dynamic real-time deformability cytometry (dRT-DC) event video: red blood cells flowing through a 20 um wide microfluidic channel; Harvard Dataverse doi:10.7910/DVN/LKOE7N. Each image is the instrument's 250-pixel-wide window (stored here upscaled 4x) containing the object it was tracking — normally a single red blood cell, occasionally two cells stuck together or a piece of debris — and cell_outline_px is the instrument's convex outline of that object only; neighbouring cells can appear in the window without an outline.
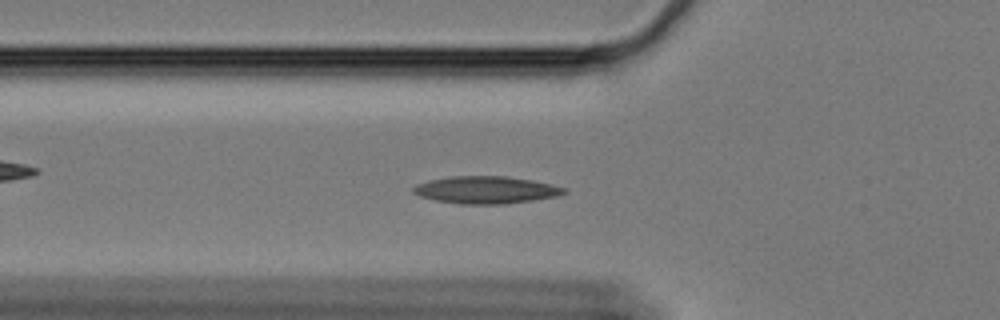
{"species": "Egyptian fruit bat (a non-hibernating species)", "species_latin": "Rousettus aegyptiacus", "temperature_condition": "cold", "stored_images_in_passage": 53, "camera_frame_rate_fps": 3000, "um_per_image_px": 0.085, "animal": {"sex": "female"}, "frame": {"image": 1, "passage_image": 20, "time_ms": 6.333, "image_size_px": [1000, 320], "cell_outline_px": [[568, 192], [560, 196], [504, 204], [460, 204], [436, 200], [420, 196], [412, 192], [412, 188], [416, 184], [428, 180], [448, 176], [504, 176], [532, 180], [552, 184], [564, 188]], "centroid_in_image_um": [41.3, 16.14], "position_along_channel_um": 84.5, "area_um2": 24.1}}
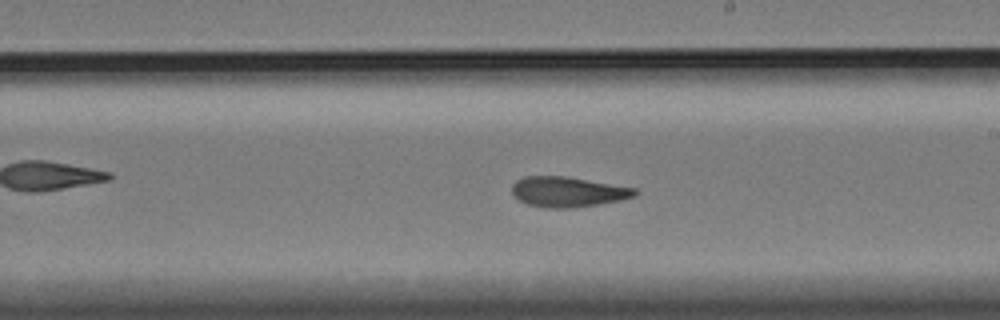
{"frame": {"image": 2, "passage_image": 34, "time_ms": 11.0, "image_size_px": [1000, 320], "cell_outline_px": [[640, 192], [636, 196], [620, 200], [576, 208], [544, 208], [528, 204], [520, 200], [512, 192], [512, 184], [516, 180], [524, 176], [564, 176], [636, 188]], "centroid_in_image_um": [48.28, 16.31], "position_along_channel_um": 240.7, "area_um2": 21.68}}
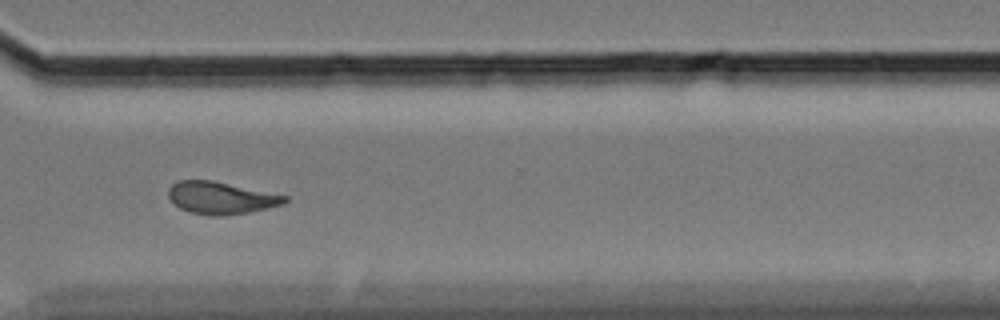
{"frame": {"image": 3, "passage_image": 44, "time_ms": 14.333, "image_size_px": [1000, 320], "cell_outline_px": [[288, 200], [284, 204], [268, 208], [248, 212], [220, 216], [212, 216], [188, 212], [180, 208], [168, 196], [168, 188], [172, 184], [180, 180], [212, 180], [288, 196]], "centroid_in_image_um": [18.78, 16.82], "position_along_channel_um": 351.8, "area_um2": 21.79}, "authors_computed_cell_mechanics": {"area_um2": 22.0218, "velocity_mm_per_s": 3.3314, "shape_relaxation_time_tau1_ms": null, "shape_relaxation_time_tau2_ms": 4.7259, "deformation_change_tau1": null, "deformation_change_tau2": 0.1206}}